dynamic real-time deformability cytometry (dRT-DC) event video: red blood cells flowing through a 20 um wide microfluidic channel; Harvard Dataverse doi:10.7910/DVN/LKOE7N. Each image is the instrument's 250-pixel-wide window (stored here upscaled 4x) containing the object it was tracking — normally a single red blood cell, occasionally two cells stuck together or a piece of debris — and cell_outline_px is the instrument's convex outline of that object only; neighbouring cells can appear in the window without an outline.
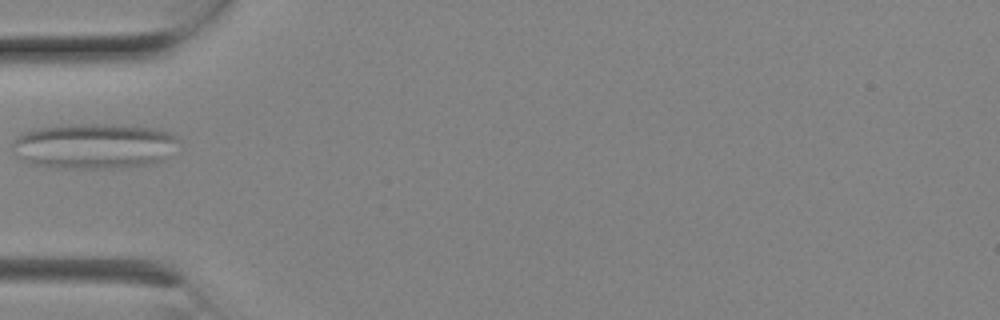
{"species": "Egyptian fruit bat (a non-hibernating species)", "species_latin": "Rousettus aegyptiacus", "temperature_condition": "room temperature", "stored_images_in_passage": 8, "segment_of_instrument_passage": [2, 2], "camera_frame_rate_fps": 3000, "um_per_image_px": 0.085, "animal": {"sex": "female"}, "frame": {"image": 1, "passage_image": 5, "time_ms": 1.333, "image_size_px": [1000, 320], "cell_outline_px": [[180, 140], [168, 156], [164, 160], [148, 164], [120, 168], [44, 168], [28, 164], [16, 156], [12, 152], [12, 140], [16, 136], [40, 128], [72, 124], [104, 124], [152, 128], [168, 132], [176, 136]], "centroid_in_image_um": [7.94, 12.44], "position_along_channel_um": 77.1, "area_um2": 44.33}}
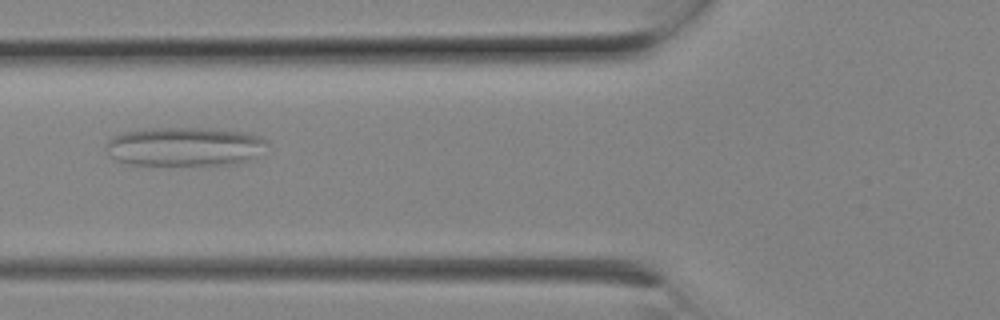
{"frame": {"image": 2, "passage_image": 6, "time_ms": 1.667, "image_size_px": [1000, 320], "cell_outline_px": [[268, 140], [252, 156], [236, 164], [132, 164], [116, 160], [104, 148], [108, 140], [112, 136], [124, 132], [156, 128], [208, 128], [240, 132], [260, 136]], "centroid_in_image_um": [15.6, 12.44], "position_along_channel_um": 110.2, "area_um2": 35.6}}